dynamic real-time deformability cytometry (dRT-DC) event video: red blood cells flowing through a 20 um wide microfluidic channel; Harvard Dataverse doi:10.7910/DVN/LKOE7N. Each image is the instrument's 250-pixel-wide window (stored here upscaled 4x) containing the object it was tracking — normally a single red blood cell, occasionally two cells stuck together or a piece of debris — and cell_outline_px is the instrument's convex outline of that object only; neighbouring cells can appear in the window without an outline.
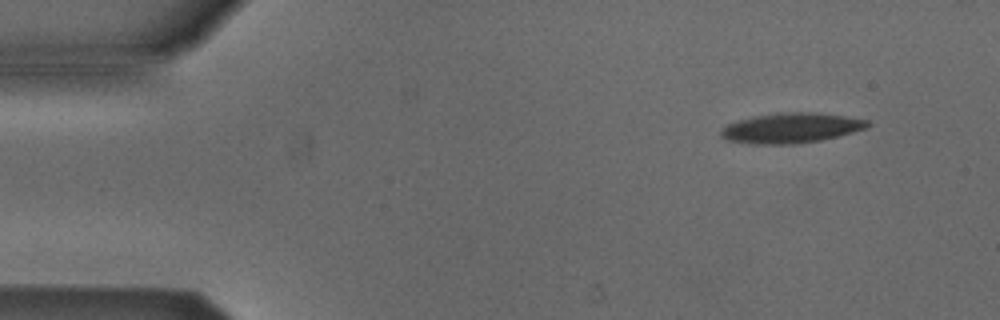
{"species": "Egyptian fruit bat (a non-hibernating species)", "species_latin": "Rousettus aegyptiacus", "temperature_condition": "cold", "stored_images_in_passage": 3, "camera_frame_rate_fps": 3000, "um_per_image_px": 0.085, "animal": {"sex": "male"}, "frame": {"image": 1, "passage_image": 1, "time_ms": 0.0, "image_size_px": [1000, 320], "cell_outline_px": [[872, 124], [864, 128], [852, 132], [820, 140], [792, 144], [752, 144], [728, 140], [720, 136], [720, 132], [728, 124], [752, 116], [776, 112], [812, 112], [844, 116], [868, 120]], "centroid_in_image_um": [67.22, 10.87], "position_along_channel_um": 17.8, "area_um2": 25.49}}